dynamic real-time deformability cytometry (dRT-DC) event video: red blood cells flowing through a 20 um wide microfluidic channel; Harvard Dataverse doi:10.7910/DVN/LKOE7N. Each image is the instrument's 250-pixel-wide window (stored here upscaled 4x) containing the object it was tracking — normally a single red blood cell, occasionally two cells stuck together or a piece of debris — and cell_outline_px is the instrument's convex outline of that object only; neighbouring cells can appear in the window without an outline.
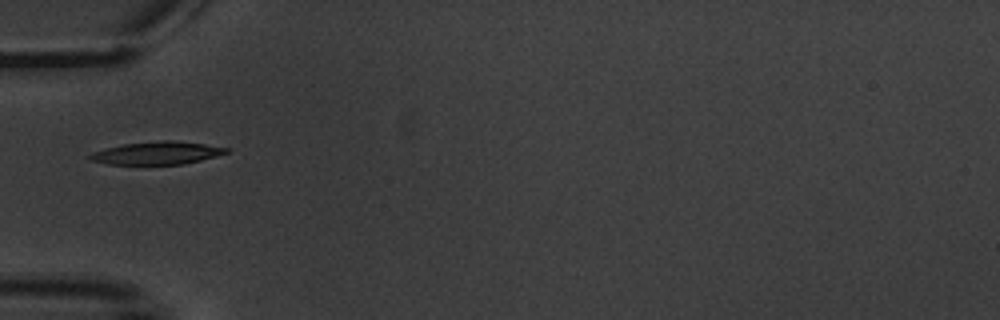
{"species": "common noctule bat (a hibernating species)", "species_latin": "Nyctalus noctula", "temperature_condition": "warm", "stored_images_in_passage": 5, "camera_frame_rate_fps": 3000, "um_per_image_px": 0.085, "animal": {"sex": "male", "body_mass_g": 20.1, "forearm_length_mm": 53.5}, "frame": {"image": 1, "passage_image": 2, "time_ms": 1.667, "image_size_px": [1000, 320], "cell_outline_px": [[228, 152], [216, 156], [184, 164], [108, 164], [92, 160], [88, 156], [92, 152], [104, 148], [124, 144], [160, 140], [172, 140], [204, 144], [228, 148]], "centroid_in_image_um": [13.33, 13.0], "position_along_channel_um": 71.7, "area_um2": 17.92}}
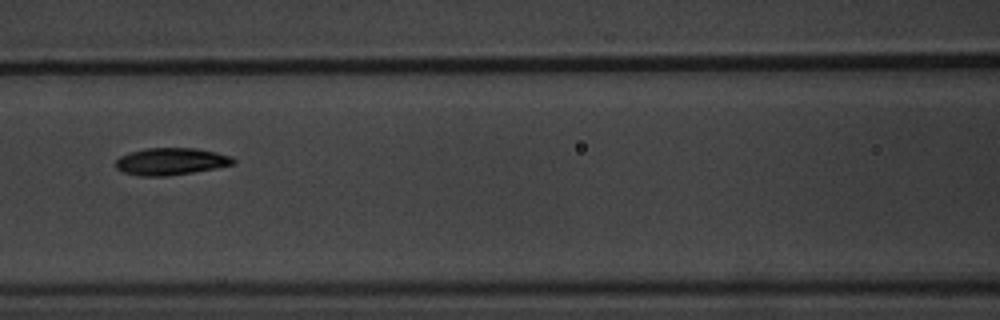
{"frame": {"image": 2, "passage_image": 4, "time_ms": 4.0, "image_size_px": [1000, 320], "cell_outline_px": [[236, 164], [216, 168], [168, 176], [140, 176], [124, 172], [116, 168], [116, 160], [120, 156], [128, 152], [144, 148], [196, 148], [216, 152], [232, 156], [236, 160]], "centroid_in_image_um": [14.54, 13.71], "position_along_channel_um": 152.1, "area_um2": 18.73}}
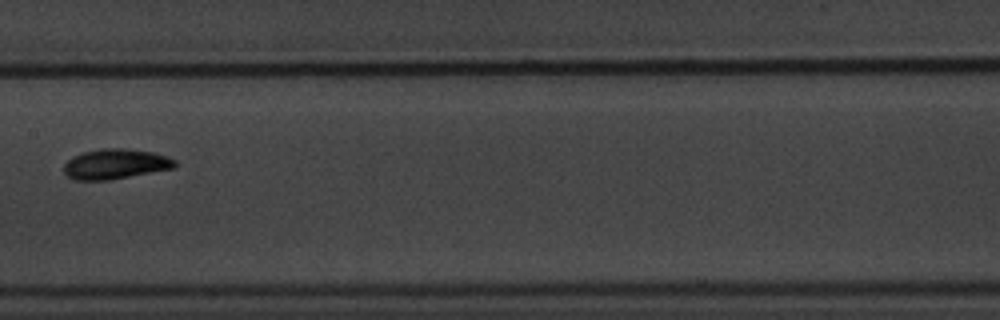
{"frame": {"image": 3, "passage_image": 5, "time_ms": 5.333, "image_size_px": [1000, 320], "cell_outline_px": [[176, 168], [108, 180], [76, 180], [68, 176], [64, 172], [64, 164], [72, 156], [84, 152], [104, 148], [124, 148], [152, 152], [176, 160]], "centroid_in_image_um": [9.81, 13.94], "position_along_channel_um": 197.6, "area_um2": 19.36}}